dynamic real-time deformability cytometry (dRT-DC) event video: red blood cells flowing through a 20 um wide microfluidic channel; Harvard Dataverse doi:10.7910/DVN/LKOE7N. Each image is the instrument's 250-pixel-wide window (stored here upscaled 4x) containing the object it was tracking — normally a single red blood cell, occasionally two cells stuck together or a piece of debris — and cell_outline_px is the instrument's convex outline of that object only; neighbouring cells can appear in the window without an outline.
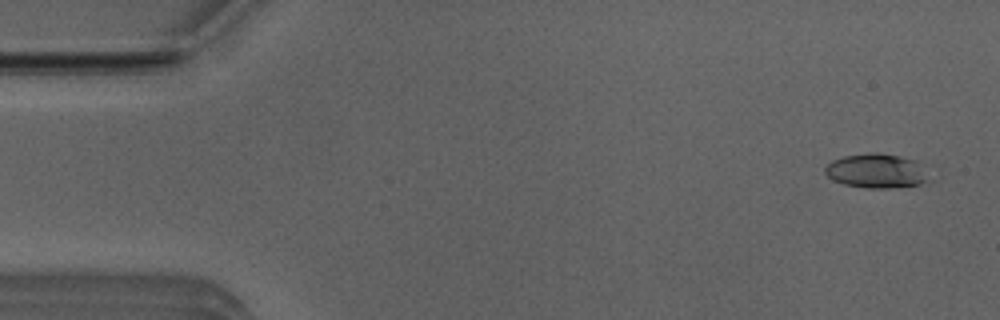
{"species": "Egyptian fruit bat (a non-hibernating species)", "species_latin": "Rousettus aegyptiacus", "temperature_condition": "room temperature", "stored_images_in_passage": 51, "camera_frame_rate_fps": 3000, "um_per_image_px": 0.085, "animal": {"sex": "male"}, "frame": {"image": 1, "passage_image": 2, "time_ms": 0.333, "image_size_px": [1000, 320], "cell_outline_px": [[928, 180], [920, 184], [888, 188], [868, 188], [844, 184], [832, 180], [824, 172], [824, 168], [832, 160], [844, 156], [872, 152], [876, 152], [900, 156], [916, 160]], "centroid_in_image_um": [74.42, 14.52], "position_along_channel_um": 10.6, "area_um2": 20.46}}
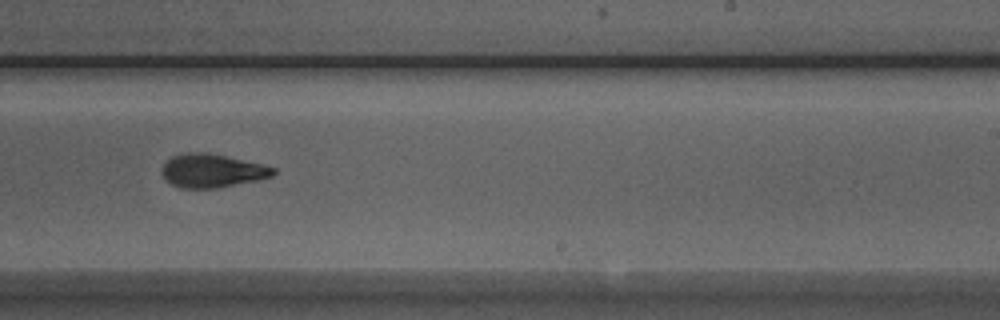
{"frame": {"image": 2, "passage_image": 31, "time_ms": 10.0, "image_size_px": [1000, 320], "cell_outline_px": [[276, 172], [272, 176], [256, 180], [216, 188], [180, 188], [172, 184], [164, 176], [164, 164], [172, 156], [188, 152], [208, 152], [260, 164], [276, 168]], "centroid_in_image_um": [18.04, 14.51], "position_along_channel_um": 271.0, "area_um2": 21.27}}
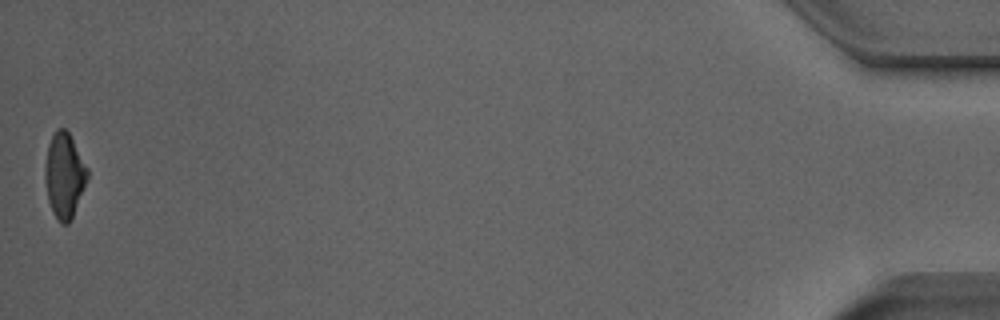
{"frame": {"image": 3, "passage_image": 51, "time_ms": 16.667, "image_size_px": [1000, 320], "cell_outline_px": [[88, 176], [72, 216], [68, 224], [60, 224], [52, 212], [48, 200], [44, 172], [44, 168], [48, 144], [56, 128], [64, 128], [68, 132], [88, 168]], "centroid_in_image_um": [5.44, 14.9], "position_along_channel_um": 429.8, "area_um2": 20.69}, "authors_computed_cell_mechanics": {"area_um2": 21.5594, "velocity_mm_per_s": 3.939, "shape_relaxation_time_tau1_ms": 2.8725, "shape_relaxation_time_tau2_ms": 3.2143, "deformation_change_tau1": 0.1612, "deformation_change_tau2": 0.1148}}